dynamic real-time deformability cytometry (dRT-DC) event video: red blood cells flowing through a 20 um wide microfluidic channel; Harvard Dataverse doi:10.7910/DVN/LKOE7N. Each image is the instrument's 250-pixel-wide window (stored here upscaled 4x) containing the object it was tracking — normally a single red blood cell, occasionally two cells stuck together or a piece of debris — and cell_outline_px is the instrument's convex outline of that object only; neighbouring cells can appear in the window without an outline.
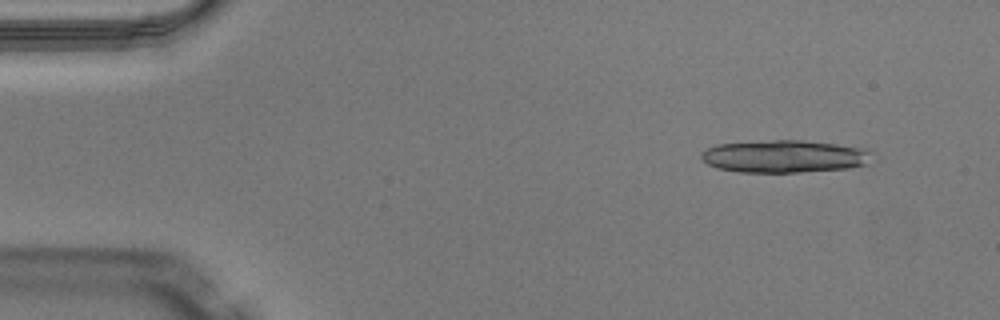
{"species": "Egyptian fruit bat (a non-hibernating species)", "species_latin": "Rousettus aegyptiacus", "temperature_condition": "warm", "stored_images_in_passage": 19, "camera_frame_rate_fps": 3000, "um_per_image_px": 0.085, "animal": {"sex": "male"}, "frame": {"image": 1, "passage_image": 5, "time_ms": 1.333, "image_size_px": [1000, 320], "cell_outline_px": [[872, 152], [864, 164], [848, 168], [800, 172], [740, 172], [716, 168], [700, 160], [700, 152], [716, 144], [776, 140], [804, 140], [836, 144], [864, 148]], "centroid_in_image_um": [66.59, 13.29], "position_along_channel_um": 18.4, "area_um2": 32.25}}
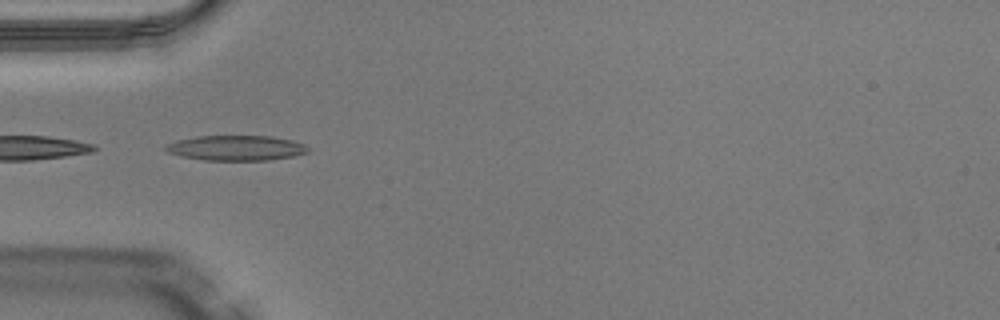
{"frame": {"image": 2, "passage_image": 16, "time_ms": 5.0, "image_size_px": [1000, 320], "cell_outline_px": [[308, 152], [292, 156], [268, 160], [204, 160], [180, 156], [168, 152], [164, 148], [164, 144], [176, 140], [196, 136], [272, 136], [292, 140], [304, 144], [308, 148]], "centroid_in_image_um": [20.02, 12.57], "position_along_channel_um": 65.0, "area_um2": 20.87}}